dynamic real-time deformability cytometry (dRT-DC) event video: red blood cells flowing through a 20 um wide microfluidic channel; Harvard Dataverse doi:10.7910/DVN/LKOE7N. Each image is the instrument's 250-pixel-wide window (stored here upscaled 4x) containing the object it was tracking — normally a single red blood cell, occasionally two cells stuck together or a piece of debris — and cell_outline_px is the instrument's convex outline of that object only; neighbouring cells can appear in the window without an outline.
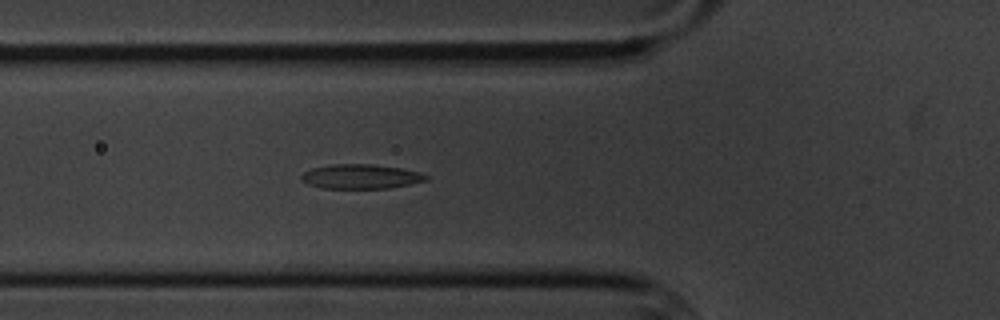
{"species": "common noctule bat (a hibernating species)", "species_latin": "Nyctalus noctula", "temperature_condition": "cold", "stored_images_in_passage": 5, "camera_frame_rate_fps": 3000, "um_per_image_px": 0.085, "animal": {"sex": "male", "body_mass_g": 20.1, "forearm_length_mm": 53.5}, "frame": {"image": 1, "passage_image": 5, "time_ms": 5.333, "image_size_px": [1000, 320], "cell_outline_px": [[428, 180], [388, 188], [324, 188], [308, 184], [300, 180], [300, 176], [304, 172], [312, 168], [332, 164], [372, 164], [400, 168], [420, 172], [428, 176]], "centroid_in_image_um": [30.64, 15.0], "position_along_channel_um": 95.2, "area_um2": 17.69}}